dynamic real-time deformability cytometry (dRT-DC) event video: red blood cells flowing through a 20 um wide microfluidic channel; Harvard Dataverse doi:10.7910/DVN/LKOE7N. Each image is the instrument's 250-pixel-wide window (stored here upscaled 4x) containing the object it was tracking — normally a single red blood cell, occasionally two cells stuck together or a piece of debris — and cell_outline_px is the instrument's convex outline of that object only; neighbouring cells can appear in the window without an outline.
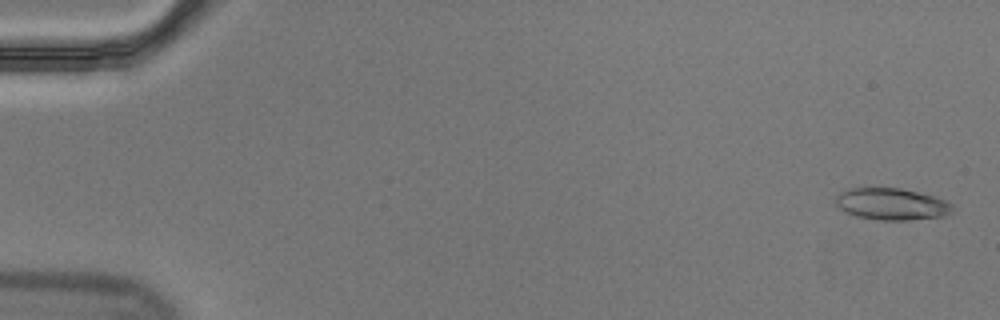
{"species": "Egyptian fruit bat (a non-hibernating species)", "species_latin": "Rousettus aegyptiacus", "temperature_condition": "cold", "stored_images_in_passage": 57, "camera_frame_rate_fps": 3000, "um_per_image_px": 0.085, "animal": {"sex": "male"}, "frame": {"image": 1, "passage_image": 2, "time_ms": 0.333, "image_size_px": [1000, 320], "cell_outline_px": [[956, 208], [952, 212], [944, 216], [908, 220], [880, 220], [856, 216], [844, 212], [836, 204], [836, 196], [840, 192], [848, 188], [900, 188], [932, 196], [944, 200], [952, 204]], "centroid_in_image_um": [75.78, 17.35], "position_along_channel_um": 9.2, "area_um2": 21.62}}
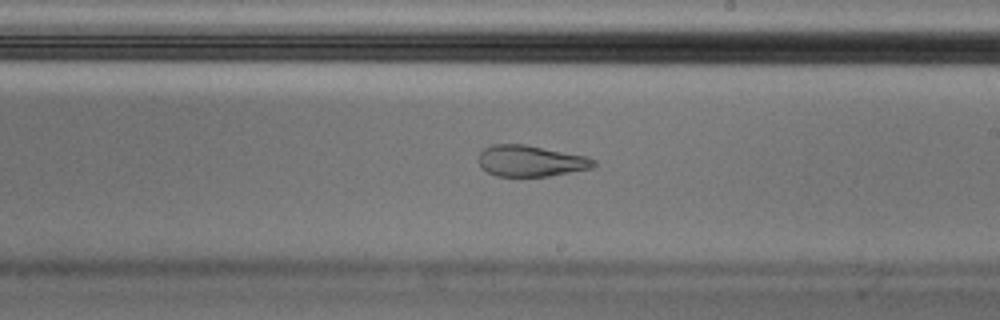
{"frame": {"image": 2, "passage_image": 34, "time_ms": 11.0, "image_size_px": [1000, 320], "cell_outline_px": [[596, 164], [592, 168], [548, 176], [496, 176], [480, 168], [476, 160], [480, 152], [484, 148], [492, 144], [524, 144], [588, 156], [596, 160]], "centroid_in_image_um": [45.07, 13.67], "position_along_channel_um": 243.9, "area_um2": 21.15}}
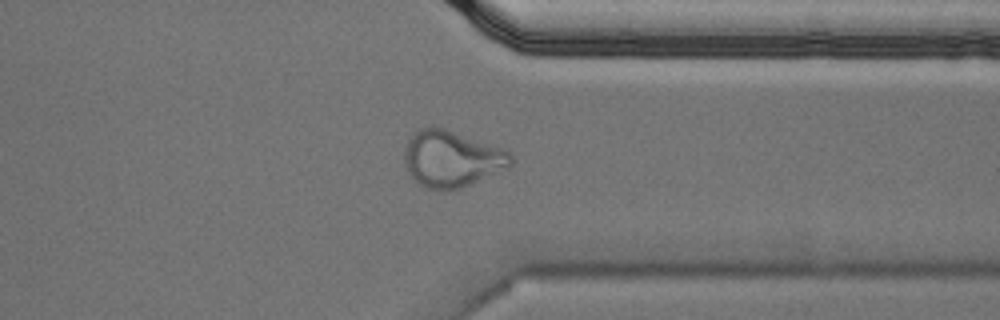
{"frame": {"image": 3, "passage_image": 45, "time_ms": 14.667, "image_size_px": [1000, 320], "cell_outline_px": [[512, 164], [508, 168], [460, 188], [424, 188], [416, 184], [404, 168], [404, 148], [408, 140], [420, 128], [444, 128], [504, 148], [512, 156]], "centroid_in_image_um": [38.37, 13.5], "position_along_channel_um": 373.0, "area_um2": 34.85}, "authors_computed_cell_mechanics": {"area_um2": 21.7328, "velocity_mm_per_s": 3.5601, "shape_relaxation_time_tau1_ms": null, "shape_relaxation_time_tau2_ms": 1.7599, "deformation_change_tau1": null, "deformation_change_tau2": 0.095}}